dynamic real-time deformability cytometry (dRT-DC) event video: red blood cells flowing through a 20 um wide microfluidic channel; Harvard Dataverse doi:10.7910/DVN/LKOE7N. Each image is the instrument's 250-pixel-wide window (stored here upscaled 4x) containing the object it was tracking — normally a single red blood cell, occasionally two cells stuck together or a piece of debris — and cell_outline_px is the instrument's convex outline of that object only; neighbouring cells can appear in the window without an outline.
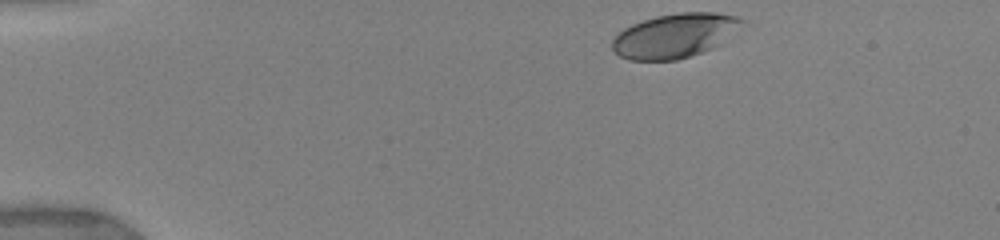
{"species": "human", "species_latin": "Homo sapiens", "temperature_condition": "warm", "stored_images_in_passage": 29, "camera_frame_rate_fps": 3000, "um_per_image_px": 0.085, "donor": {"sex": "female"}, "frame": {"image": 1, "passage_image": 1, "time_ms": 0.0, "image_size_px": [1000, 240], "cell_outline_px": [[752, 24], [712, 48], [676, 60], [628, 60], [620, 56], [612, 48], [612, 40], [624, 28], [632, 24], [656, 16], [680, 12], [716, 12], [736, 16], [748, 20]], "centroid_in_image_um": [57.48, 3.0], "position_along_channel_um": 27.5, "area_um2": 33.93}}
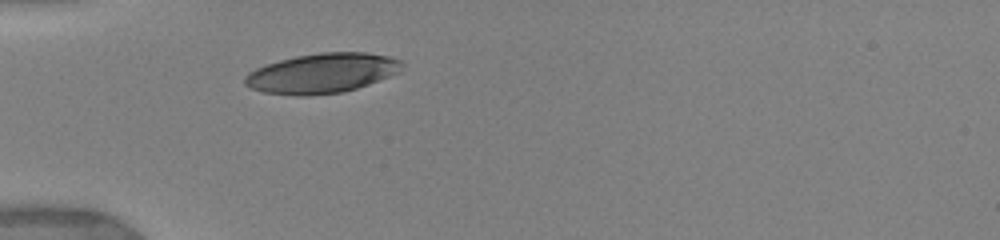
{"frame": {"image": 2, "passage_image": 13, "time_ms": 2.667, "image_size_px": [1000, 240], "cell_outline_px": [[404, 64], [396, 72], [388, 76], [368, 84], [344, 92], [308, 96], [296, 96], [264, 92], [252, 88], [244, 84], [244, 76], [248, 72], [256, 68], [280, 60], [296, 56], [320, 52], [364, 52], [388, 56], [404, 60]], "centroid_in_image_um": [27.35, 6.22], "position_along_channel_um": 57.6, "area_um2": 36.36}}